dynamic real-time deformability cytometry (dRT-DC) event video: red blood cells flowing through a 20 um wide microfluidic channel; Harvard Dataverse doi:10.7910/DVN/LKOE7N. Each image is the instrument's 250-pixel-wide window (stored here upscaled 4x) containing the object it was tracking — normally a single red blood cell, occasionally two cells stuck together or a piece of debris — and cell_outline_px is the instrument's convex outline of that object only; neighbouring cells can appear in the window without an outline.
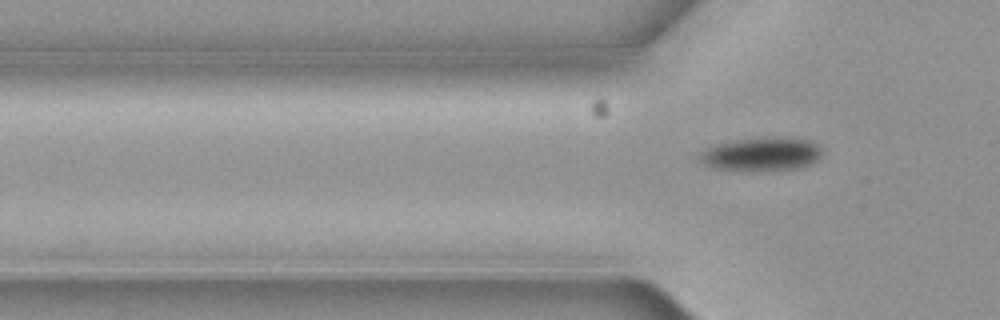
{"species": "common noctule bat (a hibernating species)", "species_latin": "Nyctalus noctula", "temperature_condition": "cold", "stored_images_in_passage": 5, "segment_of_instrument_passage": [2, 2], "camera_frame_rate_fps": 3000, "um_per_image_px": 0.085, "animal": {"sex": "female", "body_mass_g": 19.3, "forearm_length_mm": 54.1}, "frame": {"image": 1, "passage_image": 5, "time_ms": 1.333, "image_size_px": [1000, 320], "cell_outline_px": [[820, 156], [816, 160], [808, 164], [792, 168], [708, 168], [700, 160], [700, 152], [704, 148], [712, 144], [736, 140], [764, 136], [784, 136], [808, 140], [816, 144], [820, 148]], "centroid_in_image_um": [64.67, 13.02], "position_along_channel_um": 61.1, "area_um2": 23.24}}